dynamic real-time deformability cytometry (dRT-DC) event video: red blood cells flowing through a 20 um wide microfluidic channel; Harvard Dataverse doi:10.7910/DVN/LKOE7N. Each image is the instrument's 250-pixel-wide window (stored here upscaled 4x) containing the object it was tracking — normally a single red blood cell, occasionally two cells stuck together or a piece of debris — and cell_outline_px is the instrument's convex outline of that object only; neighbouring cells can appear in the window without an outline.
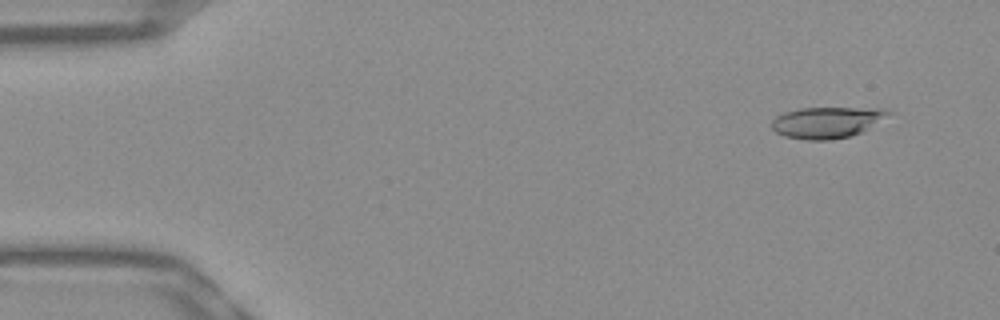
{"species": "Egyptian fruit bat (a non-hibernating species)", "species_latin": "Rousettus aegyptiacus", "temperature_condition": "warm", "stored_images_in_passage": 52, "camera_frame_rate_fps": 3000, "um_per_image_px": 0.085, "frame": {"image": 1, "passage_image": 4, "time_ms": 1.0, "image_size_px": [1000, 320], "cell_outline_px": [[892, 112], [860, 132], [852, 136], [832, 140], [808, 140], [784, 136], [776, 132], [772, 128], [772, 120], [776, 116], [784, 112], [800, 108], [888, 108]], "centroid_in_image_um": [70.25, 10.4], "position_along_channel_um": 14.8, "area_um2": 21.04}}
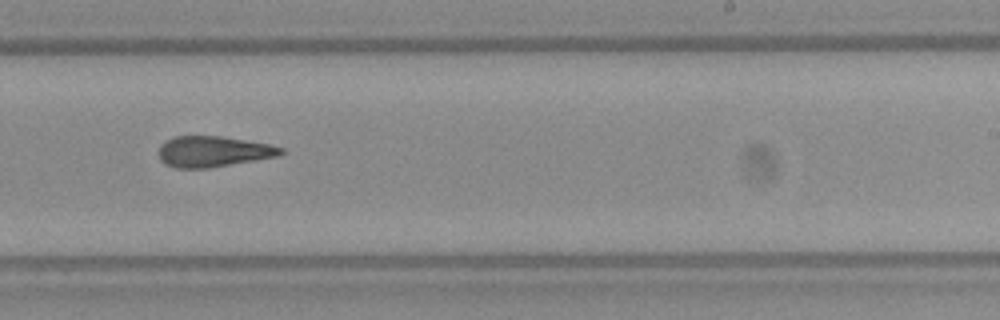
{"frame": {"image": 2, "passage_image": 32, "time_ms": 10.333, "image_size_px": [1000, 320], "cell_outline_px": [[284, 152], [280, 156], [208, 168], [176, 168], [164, 164], [160, 160], [156, 152], [160, 144], [176, 136], [220, 136], [268, 144], [284, 148]], "centroid_in_image_um": [18.08, 12.89], "position_along_channel_um": 270.9, "area_um2": 22.02}}
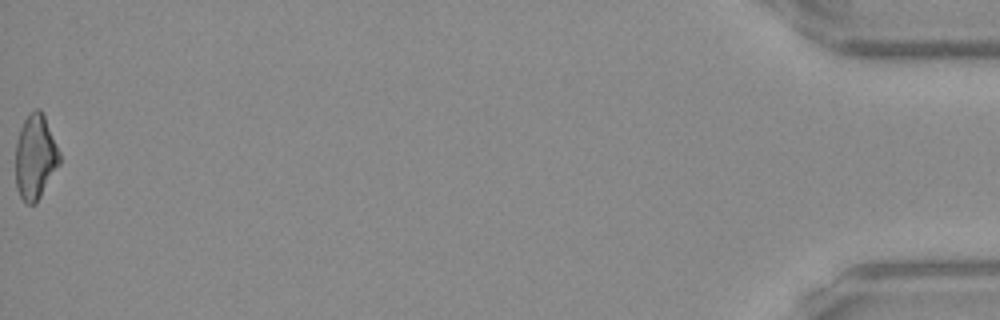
{"frame": {"image": 3, "passage_image": 52, "time_ms": 17.0, "image_size_px": [1000, 320], "cell_outline_px": [[60, 164], [36, 204], [28, 204], [20, 196], [16, 188], [16, 140], [20, 128], [28, 112], [36, 108], [40, 108], [44, 116], [60, 152]], "centroid_in_image_um": [3.0, 13.33], "position_along_channel_um": 432.2, "area_um2": 21.79}, "authors_computed_cell_mechanics": {"area_um2": 22.1952, "velocity_mm_per_s": 3.9242, "shape_relaxation_time_tau1_ms": null, "shape_relaxation_time_tau2_ms": 4.5353, "deformation_change_tau1": null, "deformation_change_tau2": 0.1694}}